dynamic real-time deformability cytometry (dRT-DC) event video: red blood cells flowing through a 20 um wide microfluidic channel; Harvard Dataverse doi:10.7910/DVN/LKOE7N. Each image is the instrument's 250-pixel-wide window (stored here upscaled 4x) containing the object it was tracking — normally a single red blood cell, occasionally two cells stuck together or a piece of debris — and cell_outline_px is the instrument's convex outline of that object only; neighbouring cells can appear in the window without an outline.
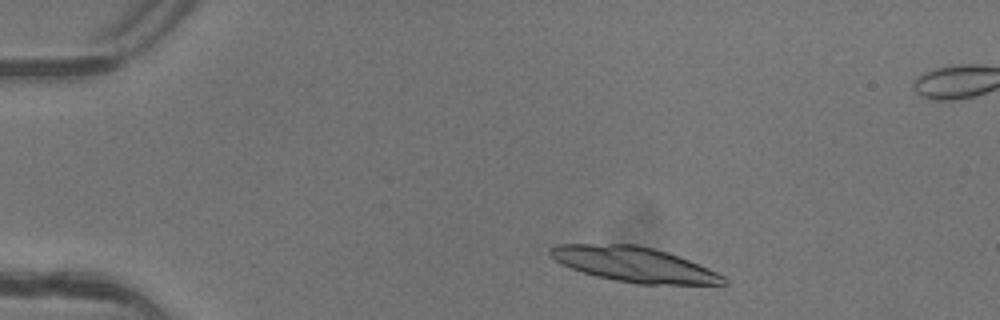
{"species": "common noctule bat (a hibernating species)", "species_latin": "Nyctalus noctula", "temperature_condition": "warm", "stored_images_in_passage": 4, "camera_frame_rate_fps": 3000, "um_per_image_px": 0.085, "animal": {"sex": "female"}, "frame": {"image": 1, "passage_image": 1, "time_ms": 0.0, "image_size_px": [1000, 320], "cell_outline_px": [[728, 284], [636, 284], [596, 276], [572, 268], [556, 260], [548, 252], [548, 248], [556, 244], [636, 244], [668, 252], [708, 268], [724, 276], [728, 280]], "centroid_in_image_um": [53.9, 22.47], "position_along_channel_um": 31.1, "area_um2": 34.97}}